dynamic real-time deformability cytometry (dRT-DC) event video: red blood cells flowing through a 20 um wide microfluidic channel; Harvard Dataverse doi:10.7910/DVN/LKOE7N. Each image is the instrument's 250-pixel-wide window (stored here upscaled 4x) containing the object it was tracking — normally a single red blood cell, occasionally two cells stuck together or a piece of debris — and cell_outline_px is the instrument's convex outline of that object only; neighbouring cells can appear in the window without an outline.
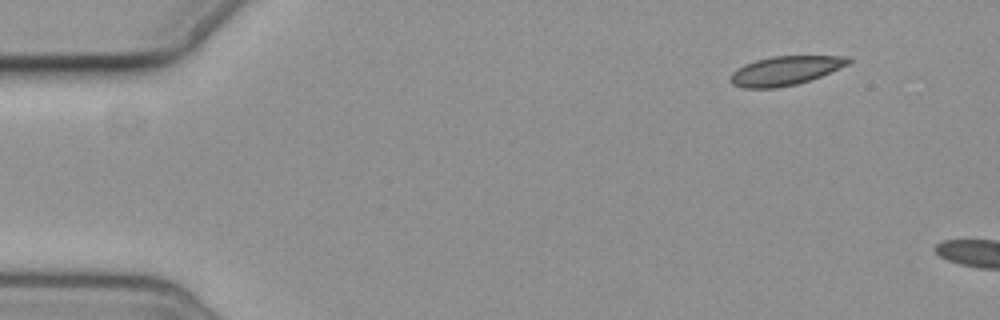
{"species": "common noctule bat (a hibernating species)", "species_latin": "Nyctalus noctula", "temperature_condition": "cold", "stored_images_in_passage": 3, "camera_frame_rate_fps": 3000, "um_per_image_px": 0.085, "animal": {"sex": "female", "body_mass_g": 19.3, "forearm_length_mm": 54.1}, "frame": {"image": 1, "passage_image": 1, "time_ms": 0.0, "image_size_px": [1000, 320], "cell_outline_px": [[852, 60], [848, 64], [820, 76], [796, 84], [776, 88], [744, 88], [732, 84], [728, 80], [728, 76], [736, 68], [744, 64], [756, 60], [772, 56], [848, 56]], "centroid_in_image_um": [66.67, 6.0], "position_along_channel_um": 18.3, "area_um2": 19.94}}